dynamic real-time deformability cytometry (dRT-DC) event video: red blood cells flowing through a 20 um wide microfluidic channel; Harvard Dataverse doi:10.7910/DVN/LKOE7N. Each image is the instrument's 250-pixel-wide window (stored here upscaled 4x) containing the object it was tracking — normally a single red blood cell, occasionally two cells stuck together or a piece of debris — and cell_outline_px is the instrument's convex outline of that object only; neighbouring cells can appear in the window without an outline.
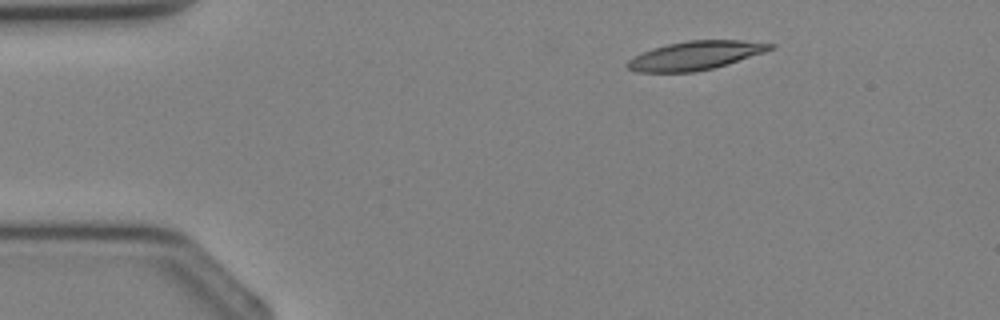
{"species": "Egyptian fruit bat (a non-hibernating species)", "species_latin": "Rousettus aegyptiacus", "temperature_condition": "cold", "stored_images_in_passage": 2, "camera_frame_rate_fps": 3000, "um_per_image_px": 0.085, "animal": {"sex": "female"}, "frame": {"image": 1, "passage_image": 2, "time_ms": 2.333, "image_size_px": [1000, 320], "cell_outline_px": [[776, 48], [728, 64], [696, 72], [636, 72], [628, 68], [624, 64], [628, 60], [652, 48], [668, 44], [688, 40], [740, 40], [776, 44]], "centroid_in_image_um": [59.12, 4.72], "position_along_channel_um": 25.9, "area_um2": 23.81}}